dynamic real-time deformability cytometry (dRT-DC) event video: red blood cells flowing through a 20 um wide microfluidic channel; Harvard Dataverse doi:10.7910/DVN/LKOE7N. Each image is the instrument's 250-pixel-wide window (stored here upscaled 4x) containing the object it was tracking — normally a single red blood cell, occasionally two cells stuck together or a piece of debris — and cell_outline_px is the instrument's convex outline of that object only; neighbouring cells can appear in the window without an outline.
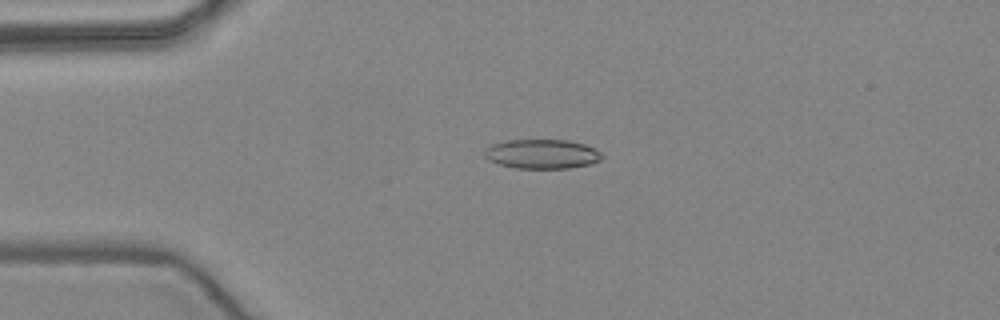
{"species": "common noctule bat (a hibernating species)", "species_latin": "Nyctalus noctula", "temperature_condition": "warm", "stored_images_in_passage": 52, "camera_frame_rate_fps": 3000, "um_per_image_px": 0.085, "animal": {"sex": "female", "body_mass_g": 24.6, "forearm_length_mm": 56.2}, "frame": {"image": 1, "passage_image": 12, "time_ms": 3.667, "image_size_px": [1000, 320], "cell_outline_px": [[604, 156], [600, 160], [588, 164], [568, 168], [516, 168], [496, 164], [488, 160], [484, 156], [484, 152], [492, 144], [504, 140], [568, 140], [584, 144], [600, 152]], "centroid_in_image_um": [46.03, 13.09], "position_along_channel_um": 39.0, "area_um2": 20.06}}
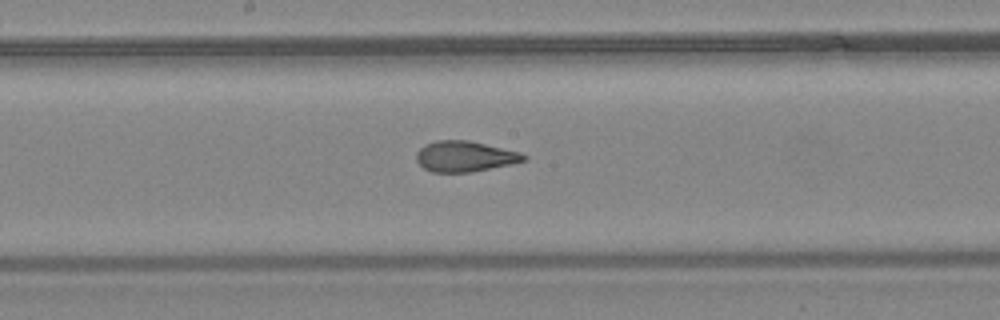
{"frame": {"image": 2, "passage_image": 27, "time_ms": 8.667, "image_size_px": [1000, 320], "cell_outline_px": [[528, 160], [512, 164], [472, 172], [432, 172], [424, 168], [416, 160], [416, 152], [424, 144], [436, 140], [468, 140], [520, 152], [528, 156]], "centroid_in_image_um": [39.52, 13.29], "position_along_channel_um": 208.7, "area_um2": 19.31}}
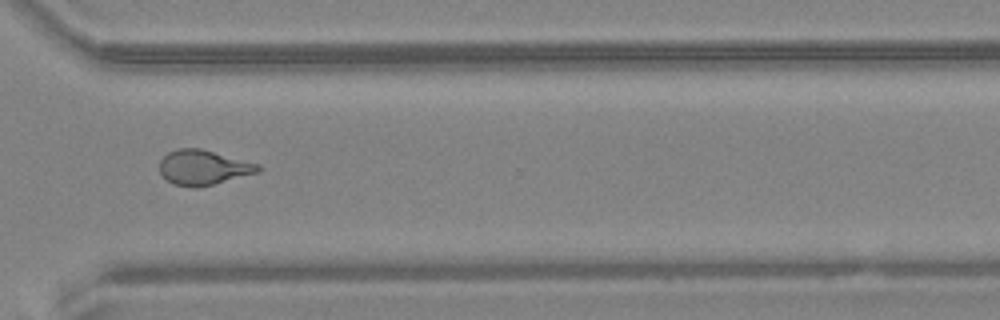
{"frame": {"image": 3, "passage_image": 38, "time_ms": 12.333, "image_size_px": [1000, 320], "cell_outline_px": [[260, 172], [196, 188], [192, 188], [176, 184], [160, 176], [160, 160], [168, 152], [176, 148], [200, 148], [260, 164]], "centroid_in_image_um": [17.27, 14.23], "position_along_channel_um": 353.3, "area_um2": 20.0}, "authors_computed_cell_mechanics": {"area_um2": 20.1433, "velocity_mm_per_s": 3.9547, "shape_relaxation_time_tau1_ms": 10.8983, "shape_relaxation_time_tau2_ms": 1.318, "deformation_change_tau1": 0.2607, "deformation_change_tau2": 0.0809}}